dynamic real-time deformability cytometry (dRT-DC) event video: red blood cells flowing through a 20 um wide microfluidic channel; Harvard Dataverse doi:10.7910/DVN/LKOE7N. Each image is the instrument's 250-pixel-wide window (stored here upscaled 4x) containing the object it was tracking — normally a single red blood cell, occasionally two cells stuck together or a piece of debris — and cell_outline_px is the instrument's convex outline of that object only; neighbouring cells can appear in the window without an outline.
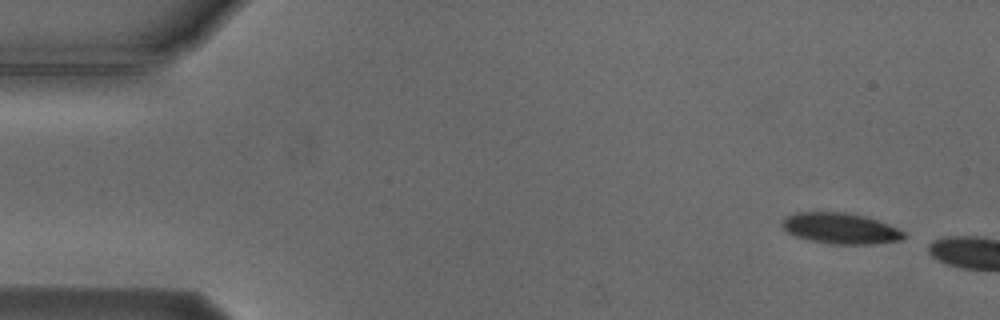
{"species": "Egyptian fruit bat (a non-hibernating species)", "species_latin": "Rousettus aegyptiacus", "temperature_condition": "cold", "stored_images_in_passage": 2, "camera_frame_rate_fps": 3000, "um_per_image_px": 0.085, "animal": {"sex": "male"}, "frame": {"image": 1, "passage_image": 1, "time_ms": 0.0, "image_size_px": [1000, 320], "cell_outline_px": [[904, 236], [900, 240], [876, 244], [828, 244], [808, 240], [796, 236], [788, 232], [780, 224], [788, 216], [796, 212], [844, 212], [864, 216], [888, 224], [904, 232]], "centroid_in_image_um": [71.42, 19.42], "position_along_channel_um": 13.6, "area_um2": 21.73}}